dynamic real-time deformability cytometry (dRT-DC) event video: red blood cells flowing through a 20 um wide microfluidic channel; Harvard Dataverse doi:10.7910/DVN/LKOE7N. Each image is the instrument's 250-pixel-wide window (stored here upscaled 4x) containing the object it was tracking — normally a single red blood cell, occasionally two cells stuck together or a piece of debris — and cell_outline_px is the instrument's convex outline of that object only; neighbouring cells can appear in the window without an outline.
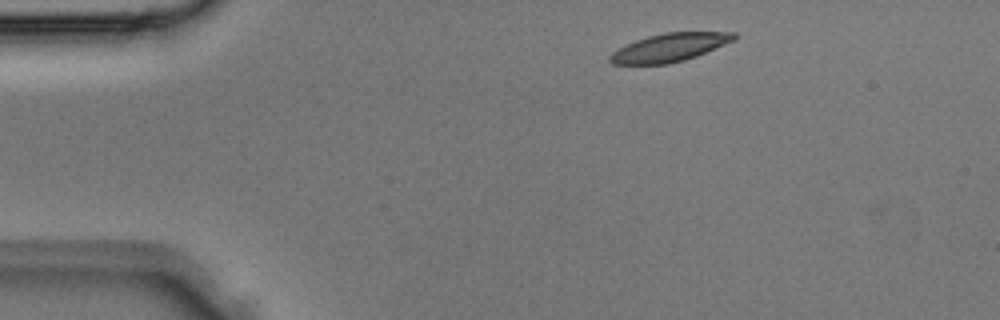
{"species": "Egyptian fruit bat (a non-hibernating species)", "species_latin": "Rousettus aegyptiacus", "temperature_condition": "room temperature", "stored_images_in_passage": 2, "camera_frame_rate_fps": 3000, "um_per_image_px": 0.085, "animal": {"sex": "male"}, "frame": {"image": 1, "passage_image": 1, "time_ms": 0.0, "image_size_px": [1000, 320], "cell_outline_px": [[736, 40], [696, 56], [684, 60], [668, 64], [612, 64], [608, 60], [608, 56], [616, 48], [624, 44], [648, 36], [664, 32], [736, 32]], "centroid_in_image_um": [56.88, 4.03], "position_along_channel_um": 28.1, "area_um2": 20.58}}